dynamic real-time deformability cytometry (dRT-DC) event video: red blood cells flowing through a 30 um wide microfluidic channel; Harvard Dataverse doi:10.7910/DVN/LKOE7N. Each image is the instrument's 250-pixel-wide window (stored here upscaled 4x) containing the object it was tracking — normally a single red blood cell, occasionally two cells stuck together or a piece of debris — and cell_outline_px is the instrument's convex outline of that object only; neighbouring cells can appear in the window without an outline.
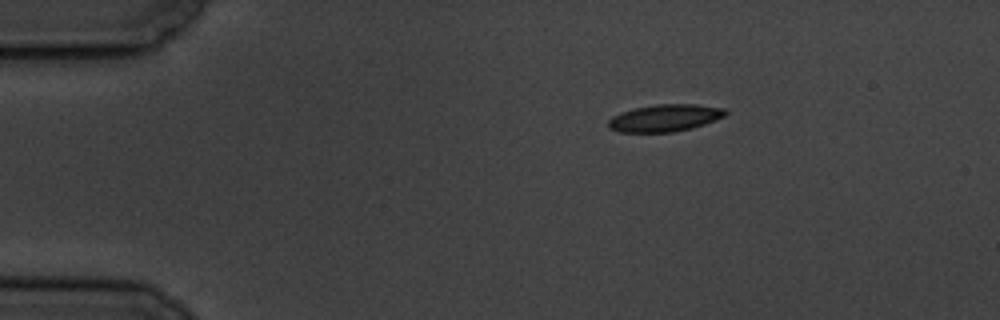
{"species": "common noctule bat (a hibernating species)", "species_latin": "Nyctalus noctula", "temperature_condition": "cold", "stored_images_in_passage": 3, "camera_frame_rate_fps": 3000, "um_per_image_px": 0.085, "animal": {"sex": "male", "body_mass_g": 19.5, "forearm_length_mm": 54.6}, "frame": {"image": 1, "passage_image": 1, "time_ms": 0.0, "image_size_px": [1000, 320], "cell_outline_px": [[728, 112], [724, 116], [704, 124], [692, 128], [672, 132], [620, 132], [608, 128], [608, 120], [612, 116], [620, 112], [636, 108], [656, 104], [696, 104], [724, 108]], "centroid_in_image_um": [56.49, 10.02], "position_along_channel_um": 28.5, "area_um2": 18.5}}